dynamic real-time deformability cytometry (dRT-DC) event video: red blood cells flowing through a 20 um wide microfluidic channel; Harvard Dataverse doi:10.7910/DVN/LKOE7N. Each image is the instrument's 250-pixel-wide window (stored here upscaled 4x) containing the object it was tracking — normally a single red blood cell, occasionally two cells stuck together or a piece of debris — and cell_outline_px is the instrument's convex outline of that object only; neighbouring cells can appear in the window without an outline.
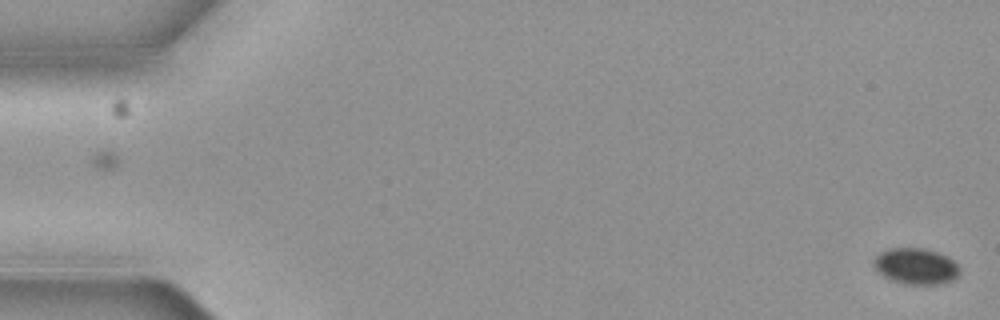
{"species": "common noctule bat (a hibernating species)", "species_latin": "Nyctalus noctula", "temperature_condition": "cold", "stored_images_in_passage": 6, "camera_frame_rate_fps": 3000, "um_per_image_px": 0.085, "animal": {"sex": "female", "body_mass_g": 19.3, "forearm_length_mm": 54.1}, "frame": {"image": 1, "passage_image": 1, "time_ms": 0.0, "image_size_px": [1000, 320], "cell_outline_px": [[960, 272], [952, 280], [940, 284], [904, 284], [892, 280], [884, 276], [872, 264], [872, 260], [880, 252], [892, 248], [924, 248], [936, 252], [952, 260], [960, 268]], "centroid_in_image_um": [77.83, 22.63], "position_along_channel_um": 7.2, "area_um2": 17.86}}
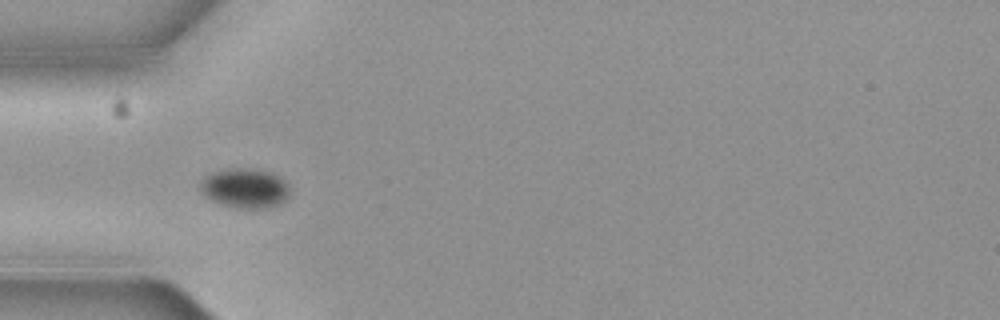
{"frame": {"image": 2, "passage_image": 5, "time_ms": 1.333, "image_size_px": [1000, 320], "cell_outline_px": [[288, 196], [280, 204], [268, 208], [236, 208], [220, 204], [204, 196], [200, 192], [200, 184], [204, 176], [212, 172], [224, 168], [252, 168], [268, 172], [284, 180], [288, 184]], "centroid_in_image_um": [20.77, 15.99], "position_along_channel_um": 64.2, "area_um2": 20.81}}
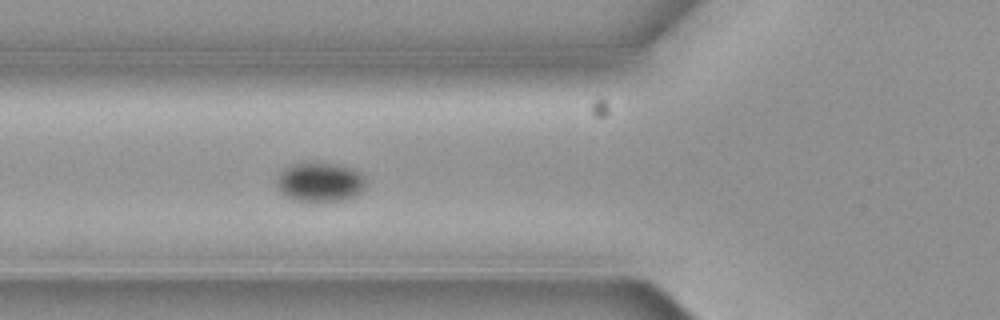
{"frame": {"image": 3, "passage_image": 6, "time_ms": 1.667, "image_size_px": [1000, 320], "cell_outline_px": [[368, 184], [356, 196], [344, 200], [320, 204], [312, 204], [296, 200], [284, 196], [276, 188], [276, 180], [280, 172], [284, 168], [292, 164], [340, 164], [352, 168], [360, 172], [364, 176]], "centroid_in_image_um": [27.21, 15.54], "position_along_channel_um": 98.6, "area_um2": 21.15}}